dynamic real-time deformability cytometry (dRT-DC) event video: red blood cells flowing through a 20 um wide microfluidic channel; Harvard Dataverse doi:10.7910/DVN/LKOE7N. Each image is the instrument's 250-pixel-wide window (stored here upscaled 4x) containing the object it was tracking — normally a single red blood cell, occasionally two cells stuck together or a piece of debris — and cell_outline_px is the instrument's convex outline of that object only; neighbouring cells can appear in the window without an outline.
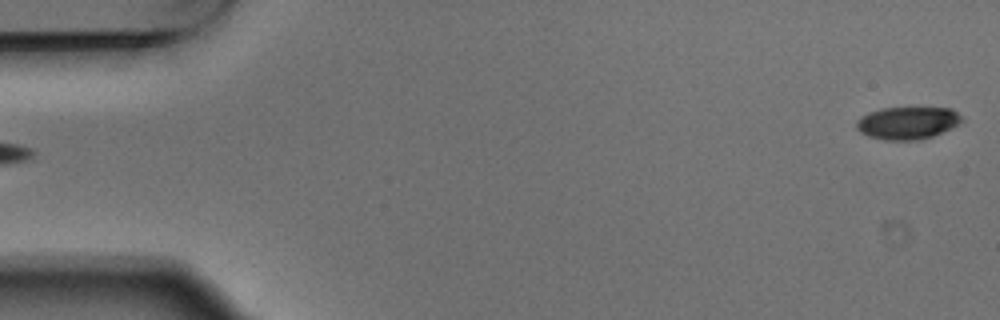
{"species": "Egyptian fruit bat (a non-hibernating species)", "species_latin": "Rousettus aegyptiacus", "temperature_condition": "warm", "stored_images_in_passage": 4, "segment_of_instrument_passage": [2, 2], "camera_frame_rate_fps": 3000, "um_per_image_px": 0.085, "animal": {"sex": "male"}, "frame": {"image": 1, "passage_image": 4, "time_ms": 1.0, "image_size_px": [1000, 320], "cell_outline_px": [[964, 120], [952, 128], [932, 136], [920, 140], [884, 140], [868, 136], [860, 132], [856, 128], [856, 120], [860, 116], [868, 112], [880, 108], [952, 108]], "centroid_in_image_um": [77.1, 10.45], "position_along_channel_um": 7.9, "area_um2": 20.06}}